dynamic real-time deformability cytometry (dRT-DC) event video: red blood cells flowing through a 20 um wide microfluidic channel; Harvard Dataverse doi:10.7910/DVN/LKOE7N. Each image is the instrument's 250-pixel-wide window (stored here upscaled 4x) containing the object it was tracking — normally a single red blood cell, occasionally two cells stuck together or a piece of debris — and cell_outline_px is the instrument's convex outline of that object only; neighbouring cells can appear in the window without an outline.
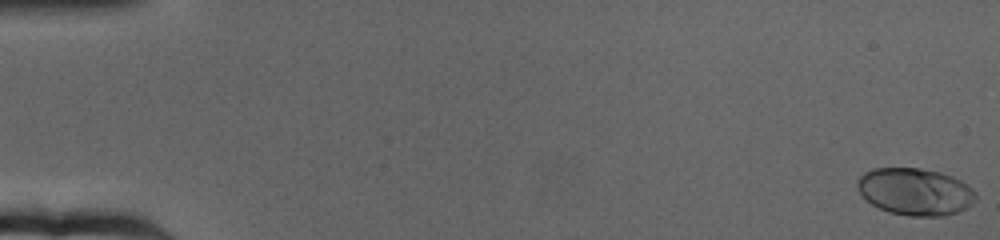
{"species": "human", "species_latin": "Homo sapiens", "temperature_condition": "cold", "stored_images_in_passage": 65, "camera_frame_rate_fps": 3000, "um_per_image_px": 0.085, "donor": {"sex": "female"}, "frame": {"image": 1, "passage_image": 1, "time_ms": 0.0, "image_size_px": [1000, 240], "cell_outline_px": [[976, 200], [972, 204], [956, 212], [944, 216], [908, 216], [888, 212], [872, 204], [856, 188], [856, 180], [864, 172], [872, 168], [920, 168], [940, 172], [952, 176], [968, 184], [976, 192]], "centroid_in_image_um": [77.79, 16.28], "position_along_channel_um": 7.2, "area_um2": 32.66}}
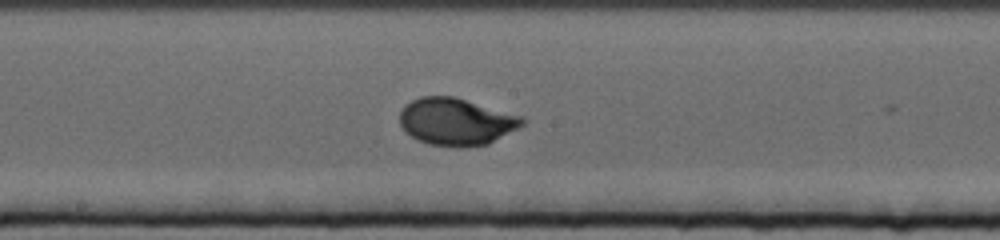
{"frame": {"image": 2, "passage_image": 36, "time_ms": 11.667, "image_size_px": [1000, 240], "cell_outline_px": [[524, 124], [488, 144], [464, 148], [460, 148], [428, 144], [416, 140], [400, 124], [400, 112], [404, 104], [420, 96], [452, 96], [520, 116], [524, 120]], "centroid_in_image_um": [38.72, 10.35], "position_along_channel_um": 209.5, "area_um2": 33.41}}
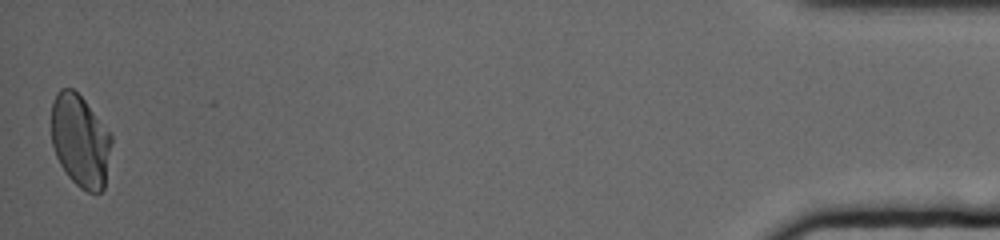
{"frame": {"image": 3, "passage_image": 65, "time_ms": 21.333, "image_size_px": [1000, 240], "cell_outline_px": [[112, 144], [104, 188], [100, 192], [88, 192], [80, 188], [68, 176], [60, 164], [56, 156], [52, 144], [52, 100], [56, 92], [60, 88], [72, 88], [84, 100], [112, 136]], "centroid_in_image_um": [6.81, 11.97], "position_along_channel_um": 428.4, "area_um2": 32.25}, "authors_computed_cell_mechanics": {"area_um2": 32.079, "velocity_mm_per_s": 3.1431, "shape_relaxation_time_tau1_ms": 3.269, "shape_relaxation_time_tau2_ms": null, "deformation_change_tau1": 0.1569, "deformation_change_tau2": null}}